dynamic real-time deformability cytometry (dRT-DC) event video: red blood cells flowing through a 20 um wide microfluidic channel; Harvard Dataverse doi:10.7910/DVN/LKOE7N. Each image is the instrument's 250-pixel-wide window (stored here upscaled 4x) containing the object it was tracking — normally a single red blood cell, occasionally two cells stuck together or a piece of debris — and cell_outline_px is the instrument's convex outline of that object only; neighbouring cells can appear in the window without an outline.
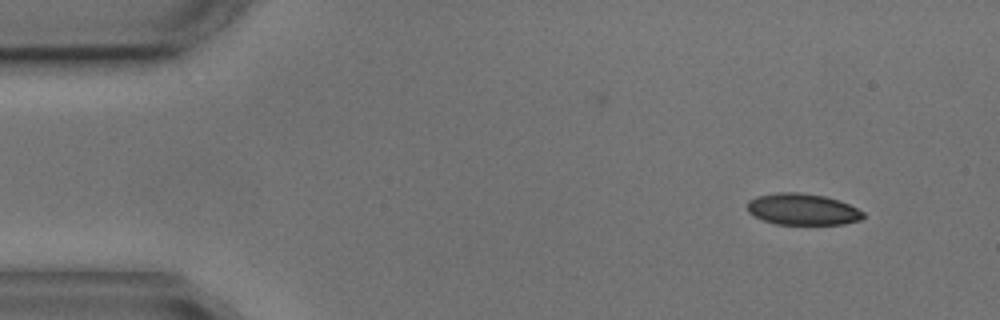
{"species": "common noctule bat (a hibernating species)", "species_latin": "Nyctalus noctula", "temperature_condition": "cold", "stored_images_in_passage": 2, "camera_frame_rate_fps": 3000, "um_per_image_px": 0.085, "animal": {"sex": "male", "body_mass_g": 17.9, "forearm_length_mm": 54.2}, "frame": {"image": 1, "passage_image": 1, "time_ms": 0.0, "image_size_px": [1000, 320], "cell_outline_px": [[864, 216], [860, 220], [844, 224], [776, 224], [764, 220], [748, 212], [748, 200], [756, 196], [780, 192], [800, 192], [824, 196], [840, 200], [864, 212]], "centroid_in_image_um": [68.22, 17.78], "position_along_channel_um": 16.8, "area_um2": 21.15}}